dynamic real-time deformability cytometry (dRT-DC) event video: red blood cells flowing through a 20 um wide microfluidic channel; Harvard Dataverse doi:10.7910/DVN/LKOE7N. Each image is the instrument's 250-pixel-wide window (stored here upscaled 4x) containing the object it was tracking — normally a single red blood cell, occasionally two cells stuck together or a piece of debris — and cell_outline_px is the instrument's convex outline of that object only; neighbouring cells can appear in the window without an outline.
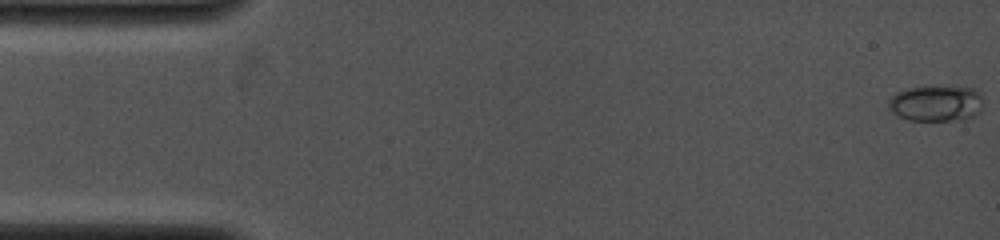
{"species": "common noctule bat (a hibernating species)", "species_latin": "Nyctalus noctula", "temperature_condition": "cold", "stored_images_in_passage": 10, "camera_frame_rate_fps": 4000, "um_per_image_px": 0.085, "animal": {"sex": "female", "body_mass_g": 19.0, "forearm_length_mm": 53.3}, "frame": {"image": 1, "passage_image": 1, "time_ms": 0.0, "image_size_px": [1000, 240], "cell_outline_px": [[980, 112], [976, 116], [952, 120], [908, 120], [892, 112], [888, 104], [888, 100], [896, 92], [908, 88], [972, 88], [980, 92]], "centroid_in_image_um": [79.54, 8.81], "position_along_channel_um": 5.5, "area_um2": 19.19}}
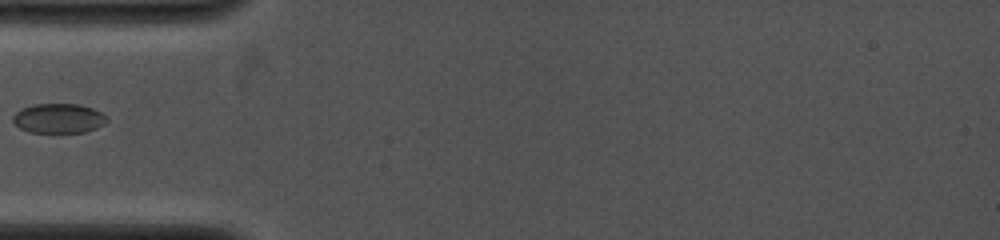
{"frame": {"image": 2, "passage_image": 7, "time_ms": 4.75, "image_size_px": [1000, 240], "cell_outline_px": [[108, 120], [104, 124], [96, 128], [84, 132], [28, 132], [20, 128], [12, 120], [12, 116], [16, 112], [24, 108], [36, 104], [80, 104], [92, 108], [100, 112]], "centroid_in_image_um": [4.98, 10.06], "position_along_channel_um": 80.0, "area_um2": 16.01}}
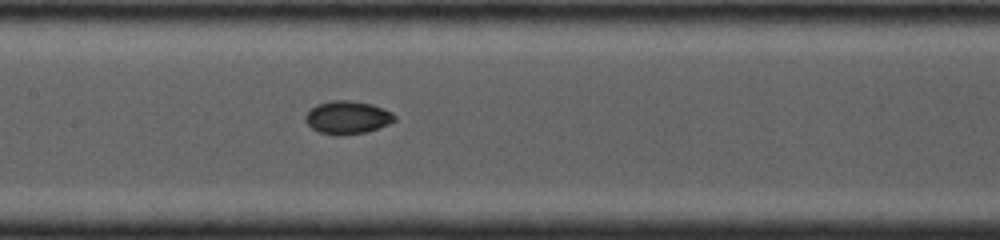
{"frame": {"image": 3, "passage_image": 10, "time_ms": 7.0, "image_size_px": [1000, 240], "cell_outline_px": [[396, 120], [388, 124], [364, 132], [336, 136], [320, 132], [312, 128], [304, 120], [304, 116], [316, 104], [332, 100], [348, 100], [372, 104], [384, 108], [392, 112], [396, 116]], "centroid_in_image_um": [29.53, 9.97], "position_along_channel_um": 177.9, "area_um2": 17.11}}